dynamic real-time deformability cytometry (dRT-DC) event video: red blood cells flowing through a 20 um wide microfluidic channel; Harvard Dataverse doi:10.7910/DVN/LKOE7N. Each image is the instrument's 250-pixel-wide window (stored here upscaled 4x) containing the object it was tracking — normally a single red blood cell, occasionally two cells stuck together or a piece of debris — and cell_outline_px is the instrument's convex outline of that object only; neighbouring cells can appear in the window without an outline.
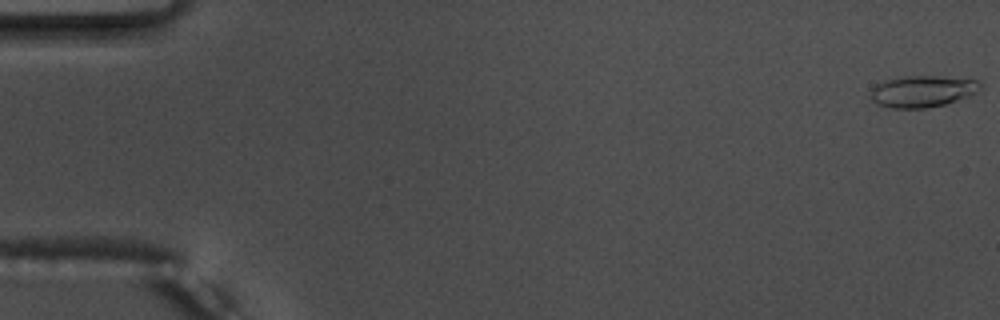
{"species": "common noctule bat (a hibernating species)", "species_latin": "Nyctalus noctula", "temperature_condition": "warm", "stored_images_in_passage": 55, "camera_frame_rate_fps": 3000, "um_per_image_px": 0.085, "animal": {"sex": "male", "body_mass_g": 17.5, "forearm_length_mm": 52.3}, "frame": {"image": 1, "passage_image": 1, "time_ms": 0.0, "image_size_px": [1000, 320], "cell_outline_px": [[984, 84], [976, 92], [968, 96], [944, 104], [928, 108], [892, 108], [876, 104], [872, 100], [872, 88], [876, 84], [884, 80], [904, 76], [940, 76], [980, 80]], "centroid_in_image_um": [78.42, 7.75], "position_along_channel_um": 6.6, "area_um2": 20.23}}
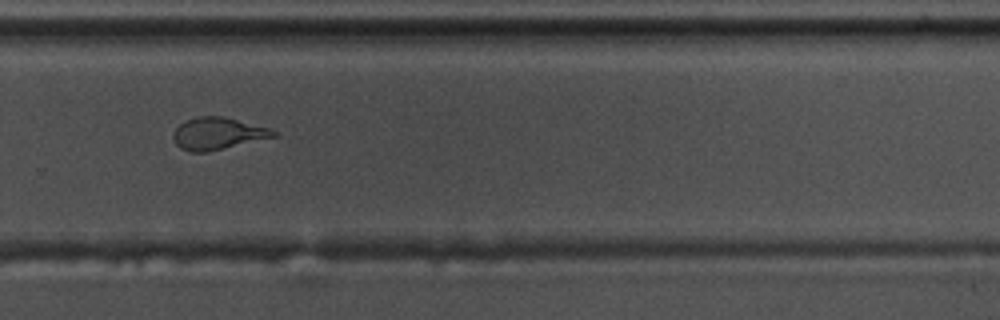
{"frame": {"image": 2, "passage_image": 38, "time_ms": 12.333, "image_size_px": [1000, 320], "cell_outline_px": [[276, 136], [208, 152], [192, 152], [180, 148], [176, 144], [172, 136], [176, 128], [180, 124], [188, 120], [200, 116], [224, 116], [268, 128], [276, 132]], "centroid_in_image_um": [18.48, 11.36], "position_along_channel_um": 311.3, "area_um2": 18.44}}
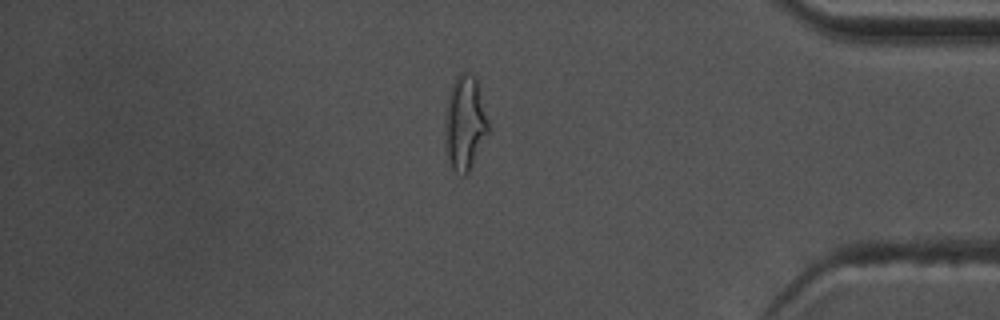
{"frame": {"image": 3, "passage_image": 47, "time_ms": 15.333, "image_size_px": [1000, 320], "cell_outline_px": [[488, 132], [468, 172], [464, 176], [460, 176], [452, 168], [444, 148], [444, 120], [448, 96], [452, 84], [456, 76], [460, 72], [468, 72], [476, 76], [488, 120]], "centroid_in_image_um": [39.48, 10.44], "position_along_channel_um": 395.7, "area_um2": 24.04}, "authors_computed_cell_mechanics": {"area_um2": 18.9006, "velocity_mm_per_s": 3.7696, "shape_relaxation_time_tau1_ms": 9.9313, "shape_relaxation_time_tau2_ms": 1.5285, "deformation_change_tau1": 0.3015, "deformation_change_tau2": 0.104}}